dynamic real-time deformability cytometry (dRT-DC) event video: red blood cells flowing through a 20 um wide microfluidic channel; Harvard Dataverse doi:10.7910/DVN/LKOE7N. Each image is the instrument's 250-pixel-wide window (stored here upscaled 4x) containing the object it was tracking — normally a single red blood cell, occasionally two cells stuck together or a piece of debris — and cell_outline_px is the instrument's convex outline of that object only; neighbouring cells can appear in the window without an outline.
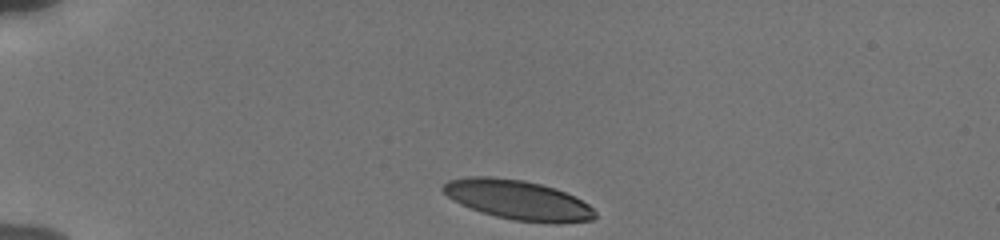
{"species": "human", "species_latin": "Homo sapiens", "temperature_condition": "cold", "stored_images_in_passage": 35, "camera_frame_rate_fps": 3000, "um_per_image_px": 0.085, "donor": {"sex": "male"}, "frame": {"image": 1, "passage_image": 1, "time_ms": 0.0, "image_size_px": [1000, 240], "cell_outline_px": [[596, 216], [592, 220], [556, 224], [552, 224], [512, 220], [480, 212], [460, 204], [448, 196], [440, 188], [448, 180], [468, 176], [492, 176], [524, 180], [556, 188], [576, 196], [588, 204], [596, 212]], "centroid_in_image_um": [44.04, 16.99], "position_along_channel_um": 41.0, "area_um2": 35.43}}
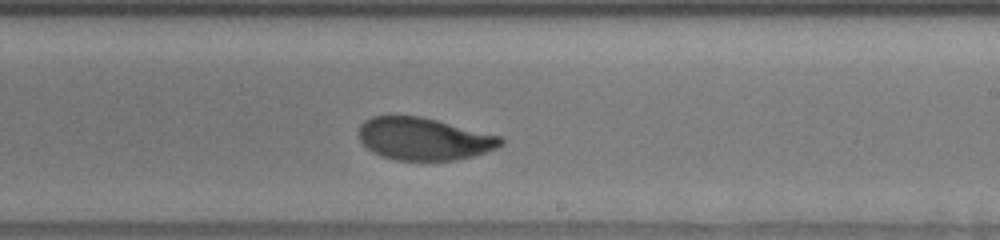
{"frame": {"image": 2, "passage_image": 22, "time_ms": 7.0, "image_size_px": [1000, 240], "cell_outline_px": [[504, 144], [496, 148], [476, 156], [456, 160], [396, 160], [380, 156], [372, 152], [360, 140], [360, 124], [364, 120], [372, 116], [420, 116], [500, 136], [504, 140]], "centroid_in_image_um": [36.03, 11.81], "position_along_channel_um": 253.0, "area_um2": 35.03}}
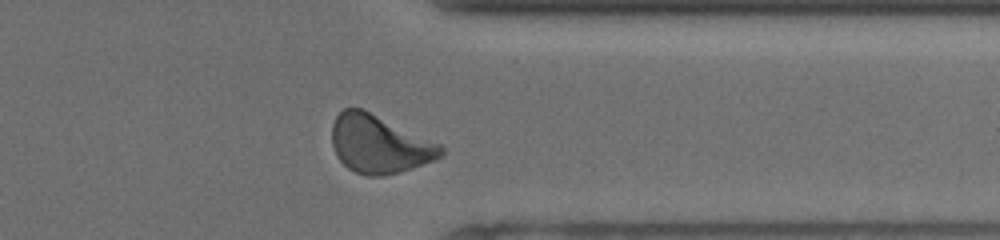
{"frame": {"image": 3, "passage_image": 32, "time_ms": 10.333, "image_size_px": [1000, 240], "cell_outline_px": [[444, 152], [436, 160], [412, 168], [384, 176], [368, 176], [356, 172], [348, 168], [336, 156], [332, 144], [332, 124], [336, 116], [344, 108], [360, 108], [440, 144], [444, 148]], "centroid_in_image_um": [32.22, 12.27], "position_along_channel_um": 379.2, "area_um2": 36.41}, "authors_computed_cell_mechanics": {"area_um2": 35.7782, "velocity_mm_per_s": 3.8024, "shape_relaxation_time_tau1_ms": 3.321, "shape_relaxation_time_tau2_ms": 0.9655, "deformation_change_tau1": 0.1305, "deformation_change_tau2": 0.0668}}